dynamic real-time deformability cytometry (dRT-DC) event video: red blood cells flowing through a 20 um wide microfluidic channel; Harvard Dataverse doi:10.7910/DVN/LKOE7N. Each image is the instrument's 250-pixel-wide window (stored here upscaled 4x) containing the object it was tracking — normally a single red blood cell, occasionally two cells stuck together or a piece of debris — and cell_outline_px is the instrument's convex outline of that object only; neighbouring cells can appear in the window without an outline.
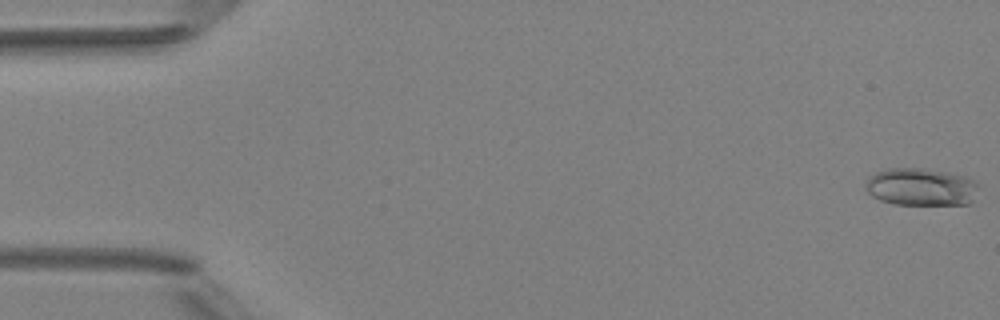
{"species": "Egyptian fruit bat (a non-hibernating species)", "species_latin": "Rousettus aegyptiacus", "temperature_condition": "room temperature", "stored_images_in_passage": 5, "camera_frame_rate_fps": 3000, "um_per_image_px": 0.085, "animal": {"sex": "female"}, "frame": {"image": 1, "passage_image": 1, "time_ms": 0.0, "image_size_px": [1000, 320], "cell_outline_px": [[980, 184], [972, 200], [968, 204], [896, 204], [880, 200], [872, 196], [864, 188], [864, 184], [868, 176], [876, 172], [888, 168], [924, 168], [968, 176]], "centroid_in_image_um": [78.27, 15.87], "position_along_channel_um": 6.7, "area_um2": 24.97}}
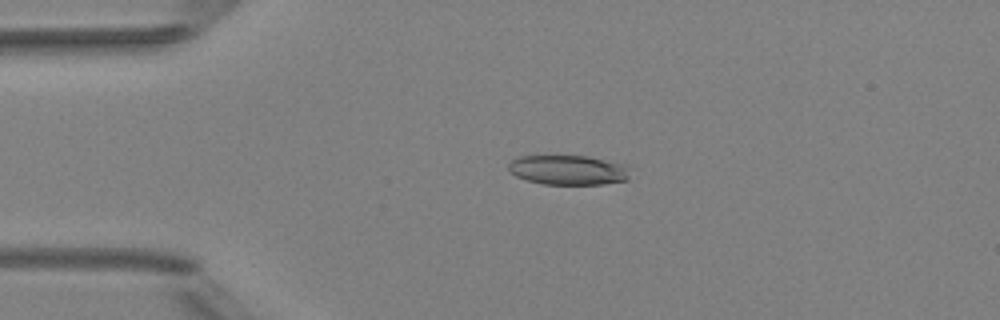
{"frame": {"image": 2, "passage_image": 4, "time_ms": 3.667, "image_size_px": [1000, 320], "cell_outline_px": [[628, 180], [604, 184], [544, 184], [528, 180], [516, 176], [508, 168], [508, 164], [512, 160], [520, 156], [588, 156], [628, 164]], "centroid_in_image_um": [48.34, 14.44], "position_along_channel_um": 36.7, "area_um2": 21.04}}